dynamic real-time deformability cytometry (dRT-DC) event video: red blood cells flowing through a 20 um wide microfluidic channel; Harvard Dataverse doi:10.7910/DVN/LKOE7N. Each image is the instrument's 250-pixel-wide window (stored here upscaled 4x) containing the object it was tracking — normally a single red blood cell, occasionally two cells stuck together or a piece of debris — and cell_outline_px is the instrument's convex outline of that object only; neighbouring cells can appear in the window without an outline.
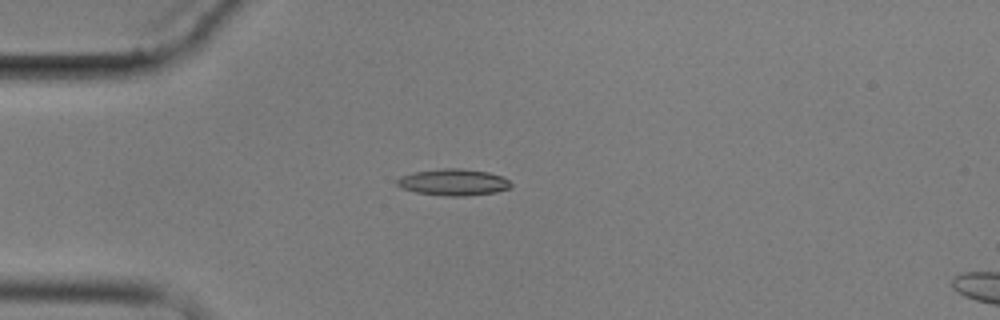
{"species": "common noctule bat (a hibernating species)", "species_latin": "Nyctalus noctula", "temperature_condition": "cold", "stored_images_in_passage": 9, "camera_frame_rate_fps": 3000, "um_per_image_px": 0.085, "animal": {"sex": "male", "body_mass_g": 17.9}, "frame": {"image": 1, "passage_image": 3, "time_ms": 2.333, "image_size_px": [1000, 320], "cell_outline_px": [[512, 184], [508, 188], [496, 192], [464, 196], [444, 196], [416, 192], [400, 188], [396, 184], [396, 180], [400, 176], [416, 172], [444, 168], [460, 168], [488, 172], [504, 176]], "centroid_in_image_um": [38.53, 15.49], "position_along_channel_um": 46.5, "area_um2": 17.63}}
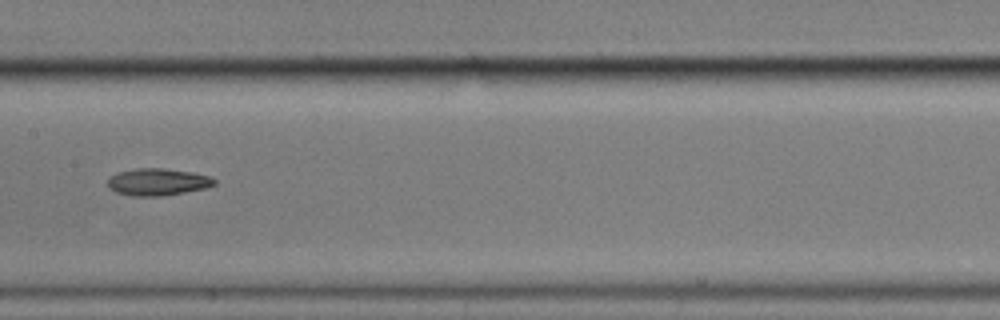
{"frame": {"image": 2, "passage_image": 7, "time_ms": 7.0, "image_size_px": [1000, 320], "cell_outline_px": [[216, 184], [204, 188], [164, 196], [132, 196], [116, 192], [108, 188], [108, 180], [116, 172], [136, 168], [164, 168], [192, 172], [208, 176], [216, 180]], "centroid_in_image_um": [13.38, 15.46], "position_along_channel_um": 194.0, "area_um2": 16.82}}
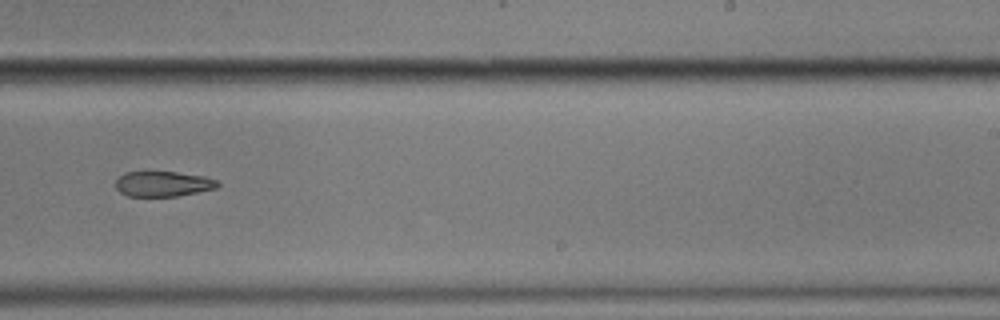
{"frame": {"image": 3, "passage_image": 9, "time_ms": 9.333, "image_size_px": [1000, 320], "cell_outline_px": [[220, 184], [216, 188], [176, 196], [128, 196], [120, 192], [116, 188], [116, 180], [124, 172], [176, 172], [204, 176], [216, 180]], "centroid_in_image_um": [13.84, 15.63], "position_along_channel_um": 275.2, "area_um2": 14.85}}